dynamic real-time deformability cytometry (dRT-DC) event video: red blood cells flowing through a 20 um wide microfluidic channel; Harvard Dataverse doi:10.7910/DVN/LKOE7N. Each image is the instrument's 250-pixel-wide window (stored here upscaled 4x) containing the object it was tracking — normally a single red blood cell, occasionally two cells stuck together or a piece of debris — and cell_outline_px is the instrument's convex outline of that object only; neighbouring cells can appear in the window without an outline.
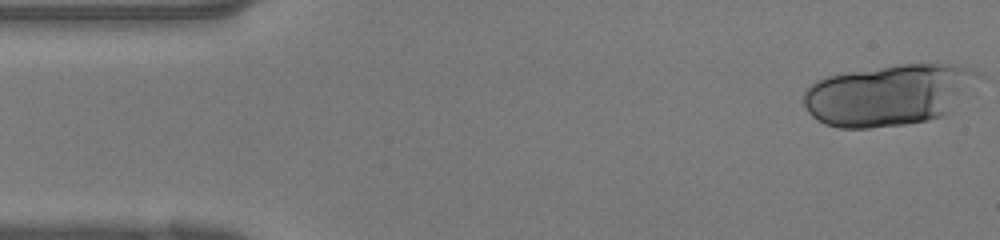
{"species": "human", "species_latin": "Homo sapiens", "temperature_condition": "warm", "stored_images_in_passage": 38, "segment_of_instrument_passage": [1, 2], "camera_frame_rate_fps": 3000, "um_per_image_px": 0.085, "donor": {"sex": "female"}, "frame": {"image": 1, "passage_image": 1, "time_ms": 0.0, "image_size_px": [1000, 240], "cell_outline_px": [[980, 72], [948, 112], [944, 116], [928, 120], [904, 124], [868, 128], [840, 128], [824, 124], [812, 116], [808, 112], [804, 104], [804, 92], [816, 80], [828, 76], [900, 64], [952, 64], [968, 68]], "centroid_in_image_um": [75.45, 8.08], "position_along_channel_um": 9.6, "area_um2": 61.04}}